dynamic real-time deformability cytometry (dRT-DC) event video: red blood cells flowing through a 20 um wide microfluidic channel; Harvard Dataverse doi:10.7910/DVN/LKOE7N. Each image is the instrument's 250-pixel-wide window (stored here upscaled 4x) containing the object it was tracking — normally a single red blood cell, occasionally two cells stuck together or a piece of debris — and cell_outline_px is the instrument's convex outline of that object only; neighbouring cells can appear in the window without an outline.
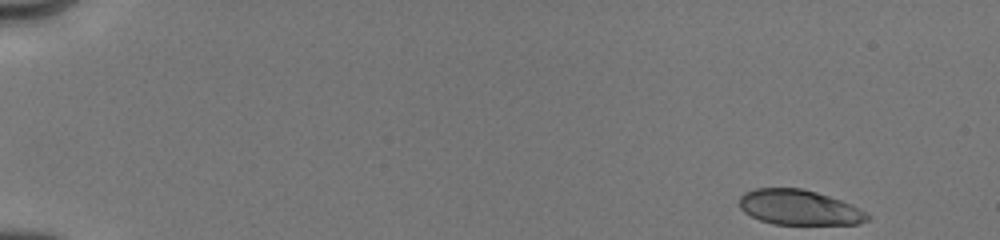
{"species": "human", "species_latin": "Homo sapiens", "temperature_condition": "cold", "stored_images_in_passage": 12, "camera_frame_rate_fps": 3000, "um_per_image_px": 0.085, "donor": {"sex": "male"}, "frame": {"image": 1, "passage_image": 1, "time_ms": 0.0, "image_size_px": [1000, 240], "cell_outline_px": [[872, 216], [868, 220], [856, 224], [772, 224], [760, 220], [744, 212], [740, 208], [740, 196], [744, 192], [756, 188], [800, 188], [816, 192], [840, 200]], "centroid_in_image_um": [67.88, 17.63], "position_along_channel_um": 17.1, "area_um2": 25.89}}
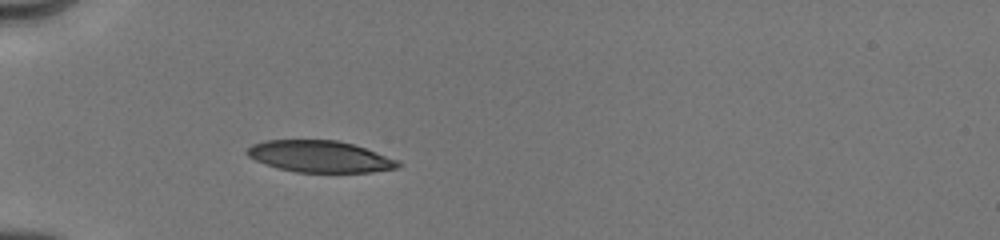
{"frame": {"image": 2, "passage_image": 9, "time_ms": 4.333, "image_size_px": [1000, 240], "cell_outline_px": [[400, 168], [372, 172], [296, 172], [276, 168], [264, 164], [248, 156], [244, 152], [252, 144], [268, 140], [336, 140], [352, 144], [400, 160]], "centroid_in_image_um": [27.19, 13.31], "position_along_channel_um": 57.8, "area_um2": 27.86}}
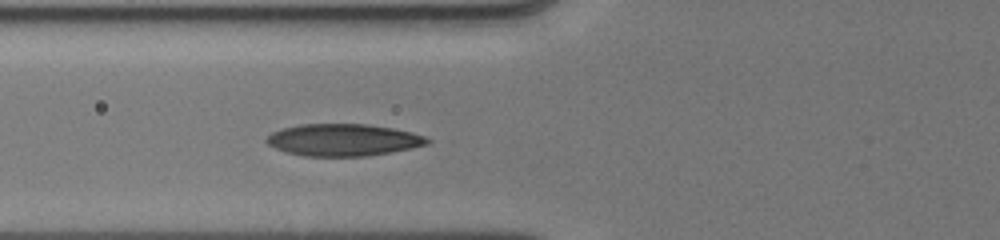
{"frame": {"image": 3, "passage_image": 12, "time_ms": 5.667, "image_size_px": [1000, 240], "cell_outline_px": [[432, 140], [428, 144], [412, 148], [364, 156], [304, 156], [284, 152], [268, 144], [264, 140], [272, 132], [284, 128], [300, 124], [368, 124], [392, 128], [412, 132], [424, 136]], "centroid_in_image_um": [29.17, 11.89], "position_along_channel_um": 96.6, "area_um2": 29.94}}